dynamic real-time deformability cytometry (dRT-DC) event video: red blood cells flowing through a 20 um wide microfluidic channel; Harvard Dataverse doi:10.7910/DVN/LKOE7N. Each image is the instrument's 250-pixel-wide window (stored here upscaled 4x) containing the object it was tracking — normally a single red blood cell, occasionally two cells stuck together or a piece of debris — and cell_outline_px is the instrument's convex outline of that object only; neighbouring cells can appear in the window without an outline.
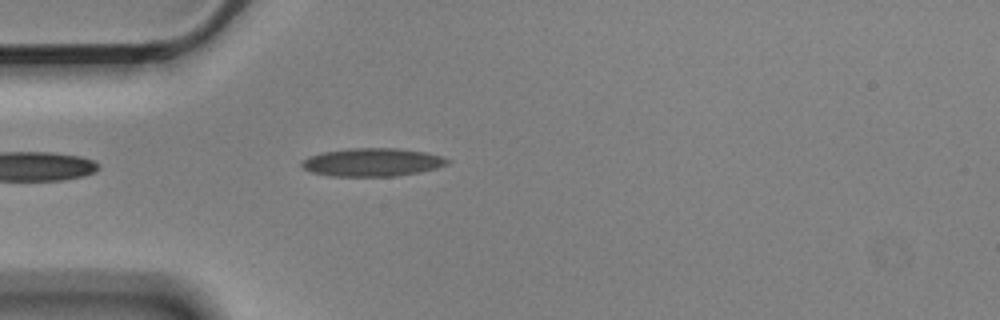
{"species": "Egyptian fruit bat (a non-hibernating species)", "species_latin": "Rousettus aegyptiacus", "temperature_condition": "cold", "stored_images_in_passage": 5, "camera_frame_rate_fps": 3000, "um_per_image_px": 0.085, "animal": {"sex": "male"}, "frame": {"image": 1, "passage_image": 5, "time_ms": 1.333, "image_size_px": [1000, 320], "cell_outline_px": [[452, 160], [448, 164], [436, 168], [420, 172], [396, 176], [328, 176], [312, 172], [304, 168], [300, 164], [300, 160], [308, 156], [324, 152], [352, 148], [396, 148], [424, 152], [444, 156]], "centroid_in_image_um": [31.66, 13.79], "position_along_channel_um": 53.3, "area_um2": 24.04}}